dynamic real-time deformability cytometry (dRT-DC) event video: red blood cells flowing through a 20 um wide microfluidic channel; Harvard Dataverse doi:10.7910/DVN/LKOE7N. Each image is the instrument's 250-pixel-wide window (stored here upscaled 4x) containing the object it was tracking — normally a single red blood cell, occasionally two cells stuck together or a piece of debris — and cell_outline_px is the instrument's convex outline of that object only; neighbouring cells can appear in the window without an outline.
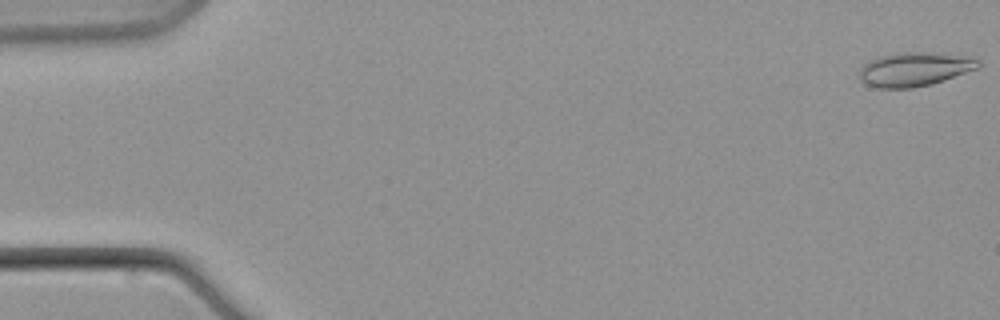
{"species": "common noctule bat (a hibernating species)", "species_latin": "Nyctalus noctula", "temperature_condition": "warm", "stored_images_in_passage": 9, "camera_frame_rate_fps": 3000, "um_per_image_px": 0.085, "animal": {"sex": "male", "body_mass_g": 21.5, "forearm_length_mm": 52.0}, "frame": {"image": 1, "passage_image": 1, "time_ms": 0.0, "image_size_px": [1000, 320], "cell_outline_px": [[980, 64], [976, 68], [944, 80], [932, 84], [912, 88], [876, 88], [864, 84], [856, 76], [860, 68], [868, 60], [880, 56], [896, 52], [928, 52], [972, 56], [980, 60]], "centroid_in_image_um": [77.67, 5.88], "position_along_channel_um": 7.3, "area_um2": 23.93}}
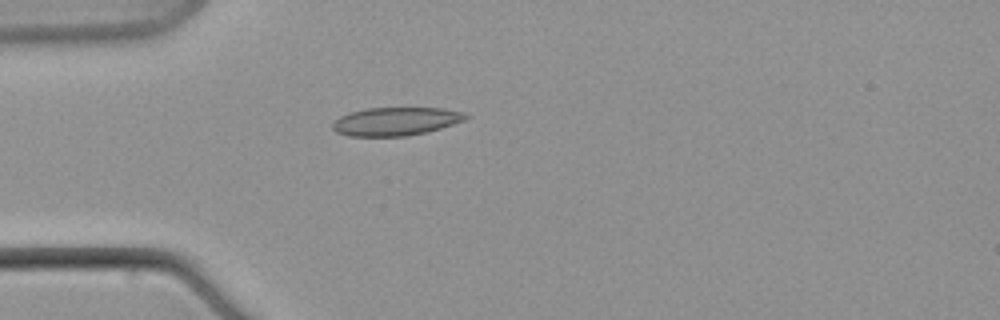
{"frame": {"image": 2, "passage_image": 6, "time_ms": 7.0, "image_size_px": [1000, 320], "cell_outline_px": [[468, 116], [464, 120], [428, 132], [404, 136], [348, 136], [336, 132], [332, 128], [332, 124], [340, 116], [348, 112], [368, 108], [444, 108], [468, 112]], "centroid_in_image_um": [33.65, 10.31], "position_along_channel_um": 51.4, "area_um2": 22.02}}
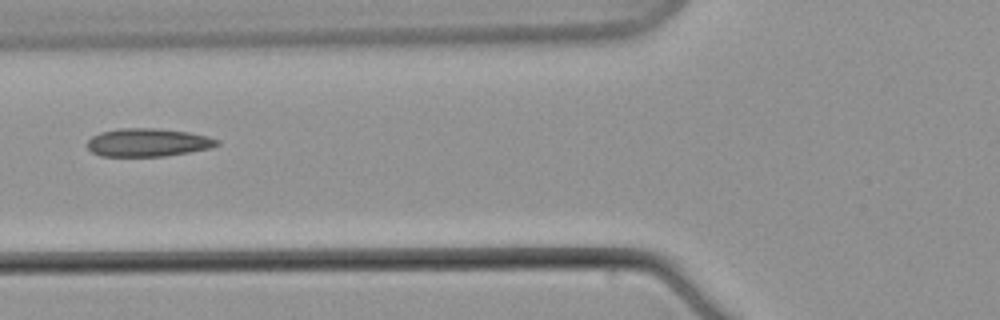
{"frame": {"image": 3, "passage_image": 8, "time_ms": 9.667, "image_size_px": [1000, 320], "cell_outline_px": [[220, 144], [208, 148], [188, 152], [164, 156], [100, 156], [92, 152], [88, 148], [88, 140], [92, 136], [100, 132], [120, 128], [160, 128], [188, 132], [208, 136], [220, 140]], "centroid_in_image_um": [12.56, 12.1], "position_along_channel_um": 113.2, "area_um2": 21.27}}